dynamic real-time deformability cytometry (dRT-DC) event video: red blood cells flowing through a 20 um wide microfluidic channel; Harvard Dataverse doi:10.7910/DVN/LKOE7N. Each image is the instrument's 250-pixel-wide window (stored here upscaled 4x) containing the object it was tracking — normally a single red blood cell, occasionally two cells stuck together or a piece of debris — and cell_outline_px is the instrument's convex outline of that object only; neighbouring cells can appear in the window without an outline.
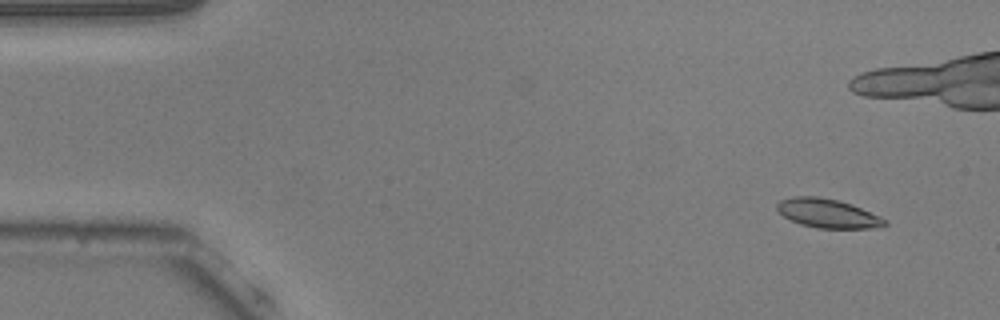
{"species": "common noctule bat (a hibernating species)", "species_latin": "Nyctalus noctula", "temperature_condition": "warm", "stored_images_in_passage": 54, "camera_frame_rate_fps": 3000, "um_per_image_px": 0.085, "animal": {"sex": "male", "body_mass_g": 20.5, "forearm_length_mm": 52.5}, "frame": {"image": 1, "passage_image": 4, "time_ms": 1.0, "image_size_px": [1000, 320], "cell_outline_px": [[888, 224], [872, 228], [816, 228], [800, 224], [784, 216], [776, 208], [776, 204], [780, 200], [792, 196], [816, 196], [836, 200], [860, 208], [880, 216], [888, 220]], "centroid_in_image_um": [70.33, 18.14], "position_along_channel_um": 14.7, "area_um2": 17.98}}
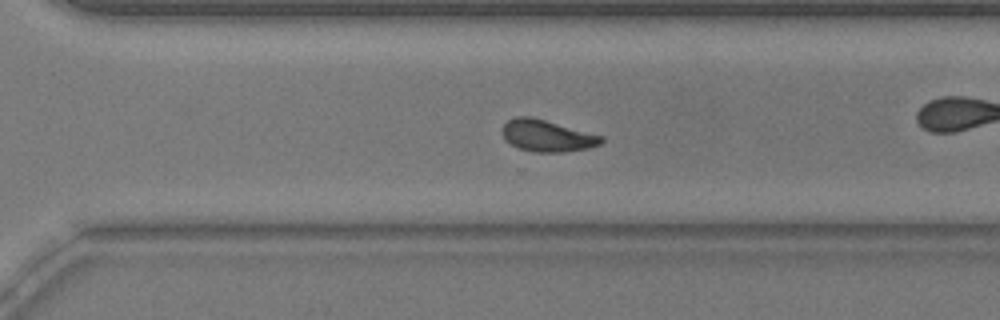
{"frame": {"image": 2, "passage_image": 37, "time_ms": 12.0, "image_size_px": [1000, 320], "cell_outline_px": [[604, 140], [600, 144], [588, 148], [564, 152], [532, 152], [520, 148], [504, 140], [500, 128], [508, 120], [516, 116], [532, 116], [604, 136]], "centroid_in_image_um": [46.48, 11.53], "position_along_channel_um": 324.1, "area_um2": 18.5}}
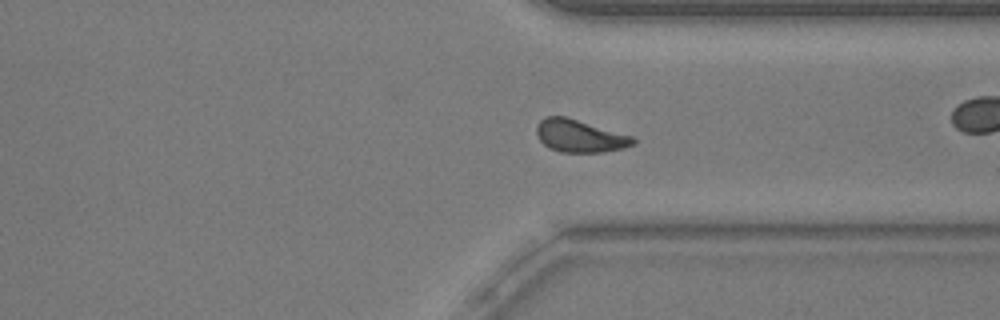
{"frame": {"image": 3, "passage_image": 40, "time_ms": 13.0, "image_size_px": [1000, 320], "cell_outline_px": [[636, 144], [624, 148], [600, 152], [560, 152], [548, 148], [536, 136], [536, 124], [540, 120], [548, 116], [568, 116], [632, 136], [636, 140]], "centroid_in_image_um": [49.26, 11.55], "position_along_channel_um": 362.1, "area_um2": 18.55}, "authors_computed_cell_mechanics": {"area_um2": 18.207, "velocity_mm_per_s": 3.7942, "shape_relaxation_time_tau1_ms": 5.2896, "shape_relaxation_time_tau2_ms": 2.7026, "deformation_change_tau1": 0.1686, "deformation_change_tau2": 0.0861}}